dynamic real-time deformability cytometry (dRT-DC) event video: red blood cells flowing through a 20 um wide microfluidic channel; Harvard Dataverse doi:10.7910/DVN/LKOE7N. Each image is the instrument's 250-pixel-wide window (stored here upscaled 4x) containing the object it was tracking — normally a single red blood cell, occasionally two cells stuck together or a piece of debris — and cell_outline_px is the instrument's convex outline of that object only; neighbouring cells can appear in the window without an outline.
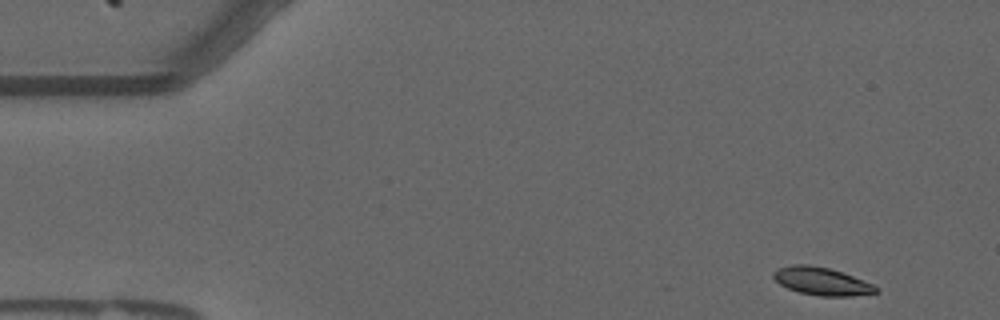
{"species": "common noctule bat (a hibernating species)", "species_latin": "Nyctalus noctula", "temperature_condition": "warm", "stored_images_in_passage": 52, "camera_frame_rate_fps": 3000, "um_per_image_px": 0.085, "animal": {"sex": "male", "forearm_length_mm": 52.5}, "frame": {"image": 1, "passage_image": 1, "time_ms": 0.0, "image_size_px": [1000, 320], "cell_outline_px": [[880, 292], [852, 296], [820, 296], [800, 292], [788, 288], [780, 284], [772, 276], [772, 272], [776, 268], [792, 264], [808, 264], [828, 268], [852, 276], [872, 284], [880, 288]], "centroid_in_image_um": [69.83, 23.9], "position_along_channel_um": 15.2, "area_um2": 16.59}}
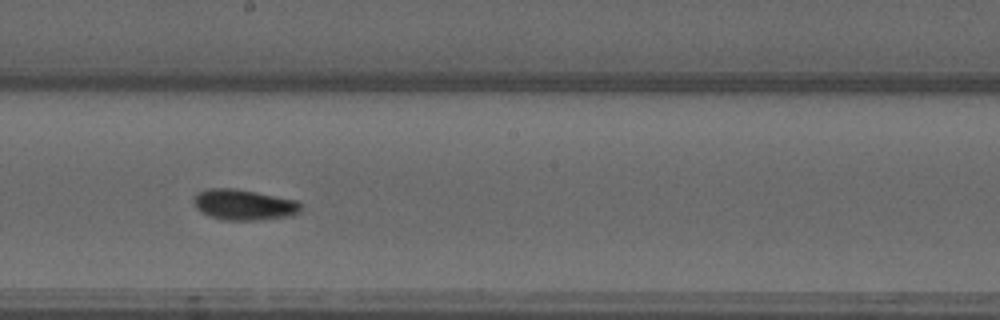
{"frame": {"image": 2, "passage_image": 27, "time_ms": 8.667, "image_size_px": [1000, 320], "cell_outline_px": [[300, 212], [292, 216], [264, 220], [224, 220], [208, 216], [196, 208], [192, 200], [192, 196], [196, 192], [208, 188], [236, 188], [296, 200], [300, 204]], "centroid_in_image_um": [20.69, 17.4], "position_along_channel_um": 227.5, "area_um2": 19.48}}
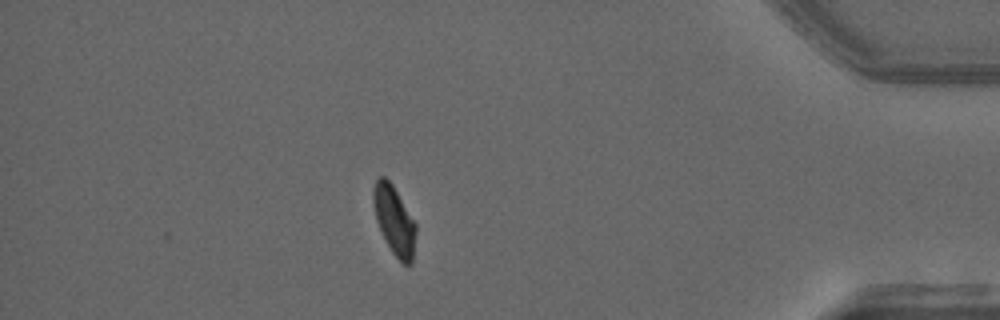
{"frame": {"image": 3, "passage_image": 45, "time_ms": 14.667, "image_size_px": [1000, 320], "cell_outline_px": [[416, 232], [412, 264], [404, 264], [392, 252], [376, 220], [372, 200], [372, 188], [376, 180], [380, 176], [384, 176], [392, 184], [416, 224]], "centroid_in_image_um": [33.5, 18.7], "position_along_channel_um": 401.7, "area_um2": 16.82}, "authors_computed_cell_mechanics": {"area_um2": 17.6579, "velocity_mm_per_s": 3.6636, "shape_relaxation_time_tau1_ms": 7.3304, "shape_relaxation_time_tau2_ms": 2.3866, "deformation_change_tau1": 0.1934, "deformation_change_tau2": 0.0558}}